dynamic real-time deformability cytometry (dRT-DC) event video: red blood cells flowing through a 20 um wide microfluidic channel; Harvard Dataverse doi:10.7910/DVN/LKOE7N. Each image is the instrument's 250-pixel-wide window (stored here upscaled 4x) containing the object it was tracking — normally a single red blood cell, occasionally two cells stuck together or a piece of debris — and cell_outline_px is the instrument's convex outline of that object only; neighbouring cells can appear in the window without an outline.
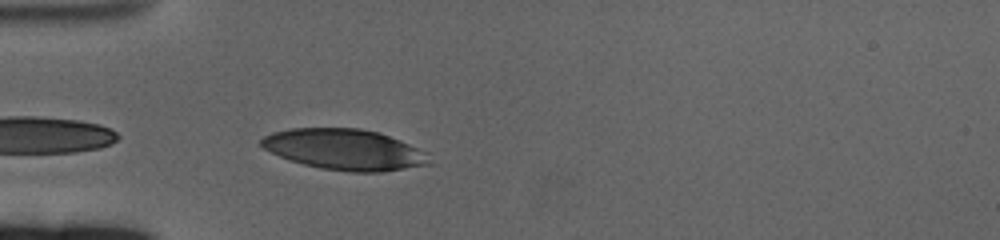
{"species": "human", "species_latin": "Homo sapiens", "temperature_condition": "cold", "stored_images_in_passage": 21, "camera_frame_rate_fps": 3000, "um_per_image_px": 0.085, "donor": {"sex": "female"}, "frame": {"image": 1, "passage_image": 2, "time_ms": 0.333, "image_size_px": [1000, 240], "cell_outline_px": [[432, 164], [380, 172], [348, 172], [320, 168], [304, 164], [280, 156], [264, 148], [260, 144], [260, 140], [264, 136], [272, 132], [292, 128], [360, 128], [380, 132], [428, 152]], "centroid_in_image_um": [29.32, 12.7], "position_along_channel_um": 55.7, "area_um2": 40.0}}
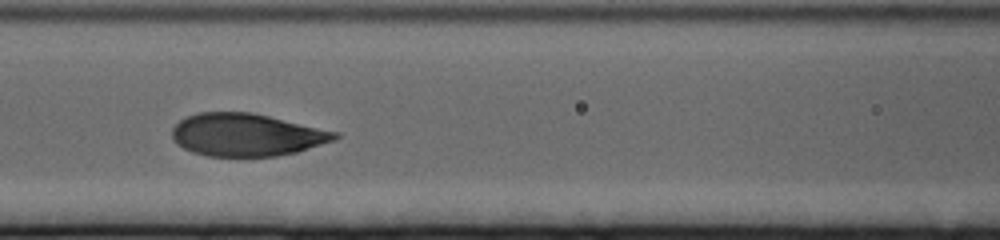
{"frame": {"image": 2, "passage_image": 11, "time_ms": 3.333, "image_size_px": [1000, 240], "cell_outline_px": [[340, 136], [336, 140], [296, 152], [276, 156], [208, 156], [192, 152], [184, 148], [172, 140], [172, 128], [180, 120], [196, 112], [252, 112], [340, 132]], "centroid_in_image_um": [20.97, 11.45], "position_along_channel_um": 145.6, "area_um2": 40.58}}
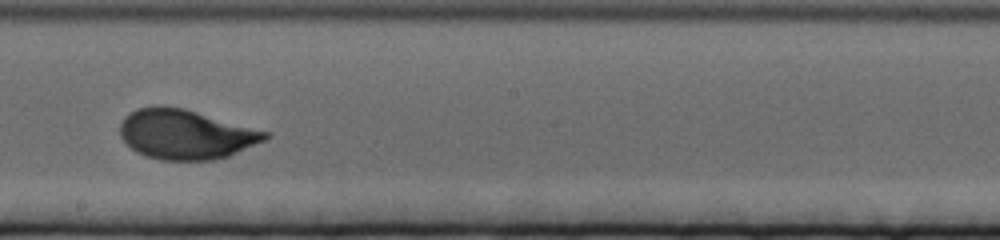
{"frame": {"image": 3, "passage_image": 19, "time_ms": 6.0, "image_size_px": [1000, 240], "cell_outline_px": [[272, 132], [264, 140], [228, 156], [216, 160], [160, 160], [136, 152], [120, 136], [120, 124], [124, 116], [128, 112], [136, 108], [156, 104], [160, 104], [184, 108]], "centroid_in_image_um": [15.76, 11.39], "position_along_channel_um": 232.4, "area_um2": 42.37}}